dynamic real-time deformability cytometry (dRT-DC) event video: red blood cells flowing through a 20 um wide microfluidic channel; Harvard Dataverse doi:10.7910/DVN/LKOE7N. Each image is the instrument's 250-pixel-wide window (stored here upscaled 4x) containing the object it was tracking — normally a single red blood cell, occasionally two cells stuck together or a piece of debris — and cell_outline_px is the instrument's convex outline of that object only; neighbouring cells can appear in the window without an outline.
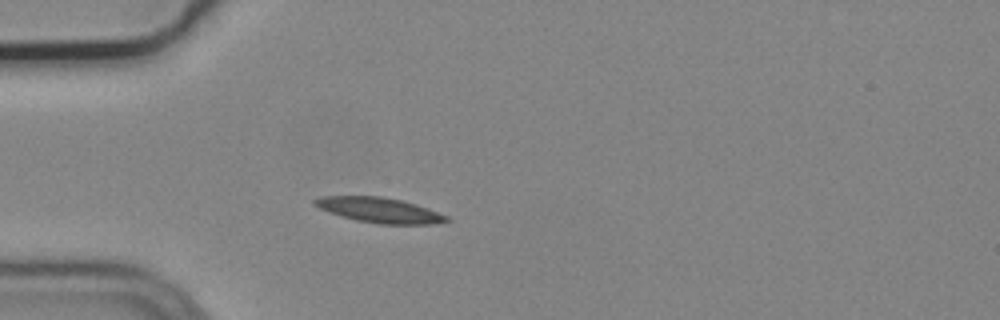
{"species": "common noctule bat (a hibernating species)", "species_latin": "Nyctalus noctula", "temperature_condition": "cold", "stored_images_in_passage": 1, "camera_frame_rate_fps": 3000, "um_per_image_px": 0.085, "animal": {"sex": "male", "body_mass_g": 19.2, "forearm_length_mm": 51.8}, "frame": {"image": 1, "passage_image": 1, "time_ms": 0.0, "image_size_px": [1000, 320], "cell_outline_px": [[452, 220], [432, 224], [380, 224], [356, 220], [328, 212], [312, 204], [312, 200], [320, 196], [380, 196], [400, 200], [416, 204], [428, 208], [448, 216]], "centroid_in_image_um": [32.24, 17.86], "position_along_channel_um": 52.8, "area_um2": 19.31}}